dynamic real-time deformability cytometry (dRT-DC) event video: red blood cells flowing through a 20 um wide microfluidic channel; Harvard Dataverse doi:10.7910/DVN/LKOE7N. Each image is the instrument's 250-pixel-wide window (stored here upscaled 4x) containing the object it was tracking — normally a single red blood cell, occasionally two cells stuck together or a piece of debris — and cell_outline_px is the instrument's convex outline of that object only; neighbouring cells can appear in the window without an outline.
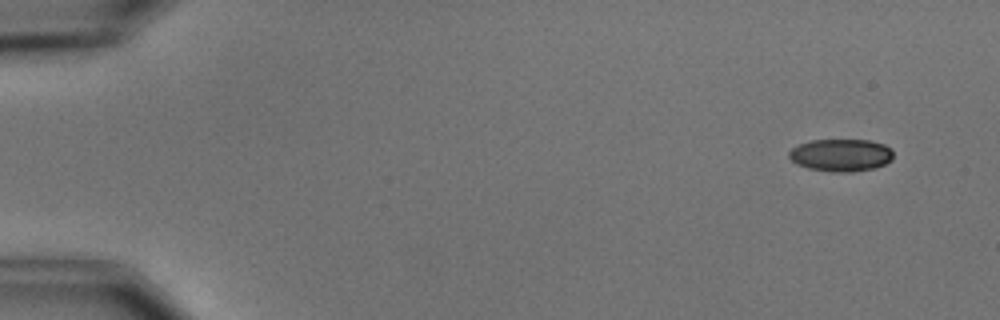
{"species": "common noctule bat (a hibernating species)", "species_latin": "Nyctalus noctula", "temperature_condition": "cold", "stored_images_in_passage": 9, "camera_frame_rate_fps": 3000, "um_per_image_px": 0.085, "animal": {"sex": "male", "body_mass_g": 15.6}, "frame": {"image": 1, "passage_image": 1, "time_ms": 0.0, "image_size_px": [1000, 320], "cell_outline_px": [[892, 160], [876, 168], [852, 172], [832, 172], [808, 168], [796, 164], [788, 156], [788, 152], [792, 148], [800, 144], [812, 140], [868, 140], [884, 144], [892, 148]], "centroid_in_image_um": [71.49, 13.19], "position_along_channel_um": 13.5, "area_um2": 19.83}}
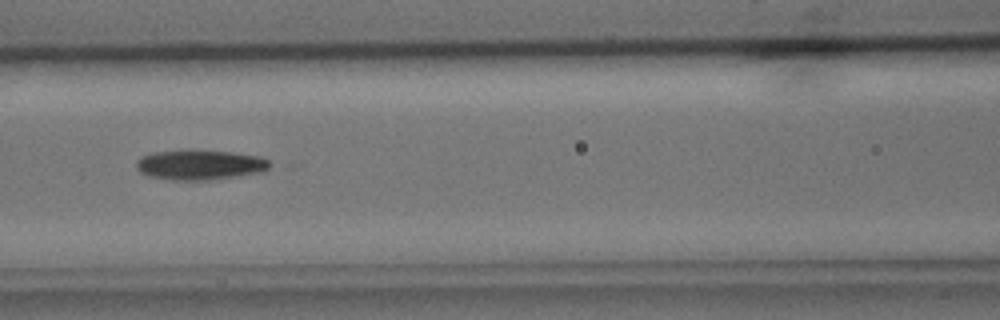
{"frame": {"image": 2, "passage_image": 7, "time_ms": 7.0, "image_size_px": [1000, 320], "cell_outline_px": [[268, 168], [264, 172], [208, 180], [172, 180], [148, 176], [140, 172], [136, 168], [136, 160], [140, 156], [152, 152], [188, 148], [232, 152], [260, 156], [268, 160]], "centroid_in_image_um": [16.93, 13.98], "position_along_channel_um": 149.7, "area_um2": 23.87}}
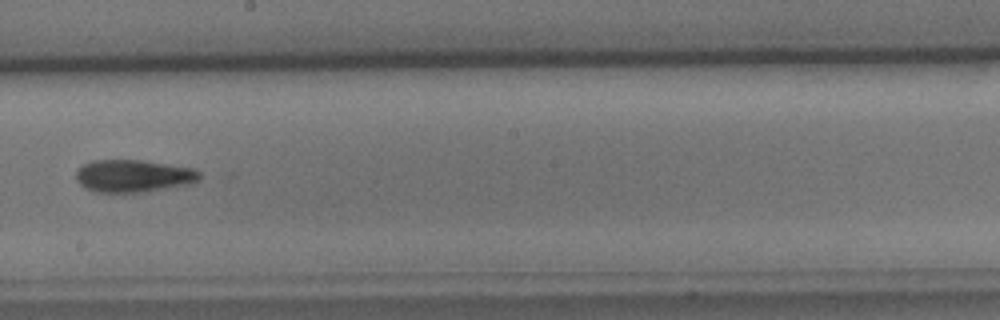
{"frame": {"image": 3, "passage_image": 9, "time_ms": 9.333, "image_size_px": [1000, 320], "cell_outline_px": [[200, 180], [192, 184], [148, 192], [96, 192], [84, 188], [76, 180], [76, 172], [84, 164], [92, 160], [140, 160], [196, 168], [200, 172]], "centroid_in_image_um": [11.39, 14.96], "position_along_channel_um": 236.8, "area_um2": 23.7}}